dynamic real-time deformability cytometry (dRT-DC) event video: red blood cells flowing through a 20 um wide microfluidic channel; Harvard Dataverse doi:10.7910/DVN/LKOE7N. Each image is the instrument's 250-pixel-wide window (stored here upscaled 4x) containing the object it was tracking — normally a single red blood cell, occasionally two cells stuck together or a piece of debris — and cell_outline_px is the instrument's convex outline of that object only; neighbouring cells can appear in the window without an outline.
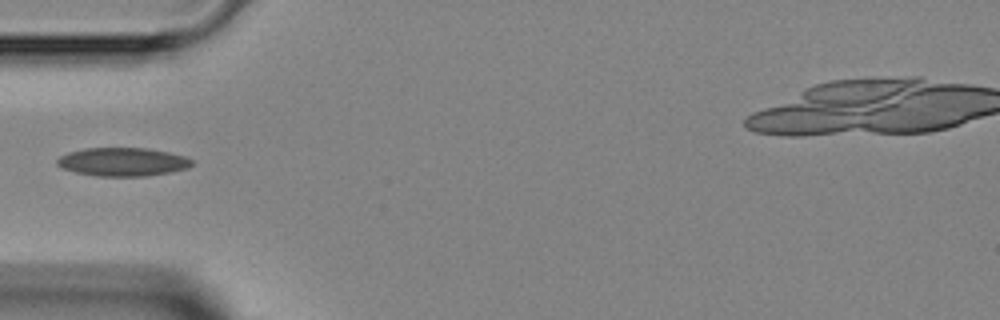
{"species": "Egyptian fruit bat (a non-hibernating species)", "species_latin": "Rousettus aegyptiacus", "temperature_condition": "room temperature", "stored_images_in_passage": 2, "camera_frame_rate_fps": 3000, "um_per_image_px": 0.085, "animal": {"sex": "female"}, "frame": {"image": 1, "passage_image": 2, "time_ms": 1.333, "image_size_px": [1000, 320], "cell_outline_px": [[192, 164], [188, 168], [172, 172], [144, 176], [96, 176], [76, 172], [64, 168], [56, 164], [56, 160], [60, 156], [68, 152], [84, 148], [148, 148], [168, 152], [184, 156], [192, 160]], "centroid_in_image_um": [10.43, 13.75], "position_along_channel_um": 74.6, "area_um2": 22.31}}